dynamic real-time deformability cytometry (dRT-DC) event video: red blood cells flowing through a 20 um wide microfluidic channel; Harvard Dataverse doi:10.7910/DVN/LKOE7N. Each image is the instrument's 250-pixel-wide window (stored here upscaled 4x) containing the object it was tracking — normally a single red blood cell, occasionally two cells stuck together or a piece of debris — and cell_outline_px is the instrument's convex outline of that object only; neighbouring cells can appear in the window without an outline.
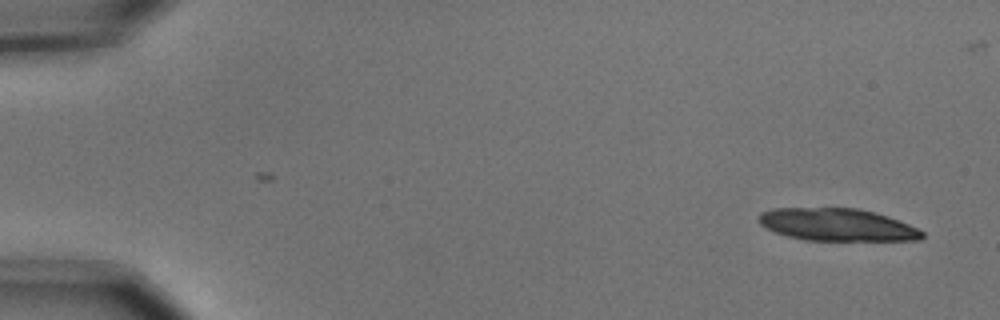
{"species": "common noctule bat (a hibernating species)", "species_latin": "Nyctalus noctula", "temperature_condition": "cold", "stored_images_in_passage": 5, "camera_frame_rate_fps": 3000, "um_per_image_px": 0.085, "animal": {"sex": "male", "body_mass_g": 15.6}, "frame": {"image": 1, "passage_image": 1, "time_ms": 0.0, "image_size_px": [1000, 320], "cell_outline_px": [[924, 236], [920, 240], [804, 240], [788, 236], [776, 232], [760, 224], [756, 220], [756, 216], [760, 212], [772, 208], [856, 208], [876, 212], [888, 216], [908, 224], [924, 232]], "centroid_in_image_um": [71.12, 19.09], "position_along_channel_um": 13.9, "area_um2": 30.92}}